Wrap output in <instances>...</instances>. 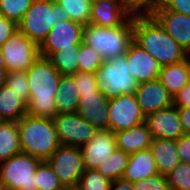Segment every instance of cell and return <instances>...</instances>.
Listing matches in <instances>:
<instances>
[{
  "label": "cell",
  "mask_w": 190,
  "mask_h": 190,
  "mask_svg": "<svg viewBox=\"0 0 190 190\" xmlns=\"http://www.w3.org/2000/svg\"><path fill=\"white\" fill-rule=\"evenodd\" d=\"M63 190H82L78 185L64 187Z\"/></svg>",
  "instance_id": "obj_48"
},
{
  "label": "cell",
  "mask_w": 190,
  "mask_h": 190,
  "mask_svg": "<svg viewBox=\"0 0 190 190\" xmlns=\"http://www.w3.org/2000/svg\"><path fill=\"white\" fill-rule=\"evenodd\" d=\"M55 95L57 114L76 113L80 94L71 75H61Z\"/></svg>",
  "instance_id": "obj_23"
},
{
  "label": "cell",
  "mask_w": 190,
  "mask_h": 190,
  "mask_svg": "<svg viewBox=\"0 0 190 190\" xmlns=\"http://www.w3.org/2000/svg\"><path fill=\"white\" fill-rule=\"evenodd\" d=\"M66 20H69L68 13L54 0H34L17 26L21 33L40 46L53 25Z\"/></svg>",
  "instance_id": "obj_5"
},
{
  "label": "cell",
  "mask_w": 190,
  "mask_h": 190,
  "mask_svg": "<svg viewBox=\"0 0 190 190\" xmlns=\"http://www.w3.org/2000/svg\"><path fill=\"white\" fill-rule=\"evenodd\" d=\"M159 174L155 158L150 148L138 151L129 156L122 180L135 183Z\"/></svg>",
  "instance_id": "obj_20"
},
{
  "label": "cell",
  "mask_w": 190,
  "mask_h": 190,
  "mask_svg": "<svg viewBox=\"0 0 190 190\" xmlns=\"http://www.w3.org/2000/svg\"><path fill=\"white\" fill-rule=\"evenodd\" d=\"M150 149L161 175H167L181 162L176 147V140L153 139Z\"/></svg>",
  "instance_id": "obj_22"
},
{
  "label": "cell",
  "mask_w": 190,
  "mask_h": 190,
  "mask_svg": "<svg viewBox=\"0 0 190 190\" xmlns=\"http://www.w3.org/2000/svg\"><path fill=\"white\" fill-rule=\"evenodd\" d=\"M0 69H5L4 57L0 49Z\"/></svg>",
  "instance_id": "obj_47"
},
{
  "label": "cell",
  "mask_w": 190,
  "mask_h": 190,
  "mask_svg": "<svg viewBox=\"0 0 190 190\" xmlns=\"http://www.w3.org/2000/svg\"><path fill=\"white\" fill-rule=\"evenodd\" d=\"M112 181L101 175L96 169H85L78 186L82 190H110Z\"/></svg>",
  "instance_id": "obj_33"
},
{
  "label": "cell",
  "mask_w": 190,
  "mask_h": 190,
  "mask_svg": "<svg viewBox=\"0 0 190 190\" xmlns=\"http://www.w3.org/2000/svg\"><path fill=\"white\" fill-rule=\"evenodd\" d=\"M22 153L17 122L0 121V163Z\"/></svg>",
  "instance_id": "obj_25"
},
{
  "label": "cell",
  "mask_w": 190,
  "mask_h": 190,
  "mask_svg": "<svg viewBox=\"0 0 190 190\" xmlns=\"http://www.w3.org/2000/svg\"><path fill=\"white\" fill-rule=\"evenodd\" d=\"M95 80L108 99L135 93L139 84L131 74L126 54L104 60L95 73Z\"/></svg>",
  "instance_id": "obj_6"
},
{
  "label": "cell",
  "mask_w": 190,
  "mask_h": 190,
  "mask_svg": "<svg viewBox=\"0 0 190 190\" xmlns=\"http://www.w3.org/2000/svg\"><path fill=\"white\" fill-rule=\"evenodd\" d=\"M109 99L101 92L82 94L77 113L98 130L109 129Z\"/></svg>",
  "instance_id": "obj_19"
},
{
  "label": "cell",
  "mask_w": 190,
  "mask_h": 190,
  "mask_svg": "<svg viewBox=\"0 0 190 190\" xmlns=\"http://www.w3.org/2000/svg\"><path fill=\"white\" fill-rule=\"evenodd\" d=\"M27 114V105L6 85L0 87V120L18 122Z\"/></svg>",
  "instance_id": "obj_24"
},
{
  "label": "cell",
  "mask_w": 190,
  "mask_h": 190,
  "mask_svg": "<svg viewBox=\"0 0 190 190\" xmlns=\"http://www.w3.org/2000/svg\"><path fill=\"white\" fill-rule=\"evenodd\" d=\"M18 30L17 23L0 14V46Z\"/></svg>",
  "instance_id": "obj_39"
},
{
  "label": "cell",
  "mask_w": 190,
  "mask_h": 190,
  "mask_svg": "<svg viewBox=\"0 0 190 190\" xmlns=\"http://www.w3.org/2000/svg\"><path fill=\"white\" fill-rule=\"evenodd\" d=\"M79 45L53 52L47 59L61 75H72L78 72Z\"/></svg>",
  "instance_id": "obj_27"
},
{
  "label": "cell",
  "mask_w": 190,
  "mask_h": 190,
  "mask_svg": "<svg viewBox=\"0 0 190 190\" xmlns=\"http://www.w3.org/2000/svg\"><path fill=\"white\" fill-rule=\"evenodd\" d=\"M185 50H190V16L167 10L162 5L150 13Z\"/></svg>",
  "instance_id": "obj_16"
},
{
  "label": "cell",
  "mask_w": 190,
  "mask_h": 190,
  "mask_svg": "<svg viewBox=\"0 0 190 190\" xmlns=\"http://www.w3.org/2000/svg\"><path fill=\"white\" fill-rule=\"evenodd\" d=\"M134 190H171L166 175L160 173L133 183Z\"/></svg>",
  "instance_id": "obj_37"
},
{
  "label": "cell",
  "mask_w": 190,
  "mask_h": 190,
  "mask_svg": "<svg viewBox=\"0 0 190 190\" xmlns=\"http://www.w3.org/2000/svg\"><path fill=\"white\" fill-rule=\"evenodd\" d=\"M109 130L115 132L128 130L145 122L135 93L123 94L109 99Z\"/></svg>",
  "instance_id": "obj_11"
},
{
  "label": "cell",
  "mask_w": 190,
  "mask_h": 190,
  "mask_svg": "<svg viewBox=\"0 0 190 190\" xmlns=\"http://www.w3.org/2000/svg\"><path fill=\"white\" fill-rule=\"evenodd\" d=\"M117 149L114 132L99 130L86 144L80 146L85 169H96Z\"/></svg>",
  "instance_id": "obj_17"
},
{
  "label": "cell",
  "mask_w": 190,
  "mask_h": 190,
  "mask_svg": "<svg viewBox=\"0 0 190 190\" xmlns=\"http://www.w3.org/2000/svg\"><path fill=\"white\" fill-rule=\"evenodd\" d=\"M26 73L29 87L27 114L53 119L57 115L55 95L61 74L47 58L41 56Z\"/></svg>",
  "instance_id": "obj_1"
},
{
  "label": "cell",
  "mask_w": 190,
  "mask_h": 190,
  "mask_svg": "<svg viewBox=\"0 0 190 190\" xmlns=\"http://www.w3.org/2000/svg\"><path fill=\"white\" fill-rule=\"evenodd\" d=\"M63 187L78 185L84 173V163L80 147L60 145L46 160Z\"/></svg>",
  "instance_id": "obj_9"
},
{
  "label": "cell",
  "mask_w": 190,
  "mask_h": 190,
  "mask_svg": "<svg viewBox=\"0 0 190 190\" xmlns=\"http://www.w3.org/2000/svg\"><path fill=\"white\" fill-rule=\"evenodd\" d=\"M34 0H0V14L18 23Z\"/></svg>",
  "instance_id": "obj_32"
},
{
  "label": "cell",
  "mask_w": 190,
  "mask_h": 190,
  "mask_svg": "<svg viewBox=\"0 0 190 190\" xmlns=\"http://www.w3.org/2000/svg\"><path fill=\"white\" fill-rule=\"evenodd\" d=\"M133 14L123 0H99L92 2L89 24L104 28L117 27Z\"/></svg>",
  "instance_id": "obj_13"
},
{
  "label": "cell",
  "mask_w": 190,
  "mask_h": 190,
  "mask_svg": "<svg viewBox=\"0 0 190 190\" xmlns=\"http://www.w3.org/2000/svg\"><path fill=\"white\" fill-rule=\"evenodd\" d=\"M52 120L60 145L80 147L99 131L77 112L57 114Z\"/></svg>",
  "instance_id": "obj_10"
},
{
  "label": "cell",
  "mask_w": 190,
  "mask_h": 190,
  "mask_svg": "<svg viewBox=\"0 0 190 190\" xmlns=\"http://www.w3.org/2000/svg\"><path fill=\"white\" fill-rule=\"evenodd\" d=\"M36 190H63L64 187L46 161H41L35 171Z\"/></svg>",
  "instance_id": "obj_31"
},
{
  "label": "cell",
  "mask_w": 190,
  "mask_h": 190,
  "mask_svg": "<svg viewBox=\"0 0 190 190\" xmlns=\"http://www.w3.org/2000/svg\"><path fill=\"white\" fill-rule=\"evenodd\" d=\"M125 54L131 74L138 83L159 78L162 65L134 41L131 42Z\"/></svg>",
  "instance_id": "obj_18"
},
{
  "label": "cell",
  "mask_w": 190,
  "mask_h": 190,
  "mask_svg": "<svg viewBox=\"0 0 190 190\" xmlns=\"http://www.w3.org/2000/svg\"><path fill=\"white\" fill-rule=\"evenodd\" d=\"M17 125L22 153L46 161L60 146L52 119L26 114Z\"/></svg>",
  "instance_id": "obj_3"
},
{
  "label": "cell",
  "mask_w": 190,
  "mask_h": 190,
  "mask_svg": "<svg viewBox=\"0 0 190 190\" xmlns=\"http://www.w3.org/2000/svg\"><path fill=\"white\" fill-rule=\"evenodd\" d=\"M166 178L171 190H190V164L180 162Z\"/></svg>",
  "instance_id": "obj_34"
},
{
  "label": "cell",
  "mask_w": 190,
  "mask_h": 190,
  "mask_svg": "<svg viewBox=\"0 0 190 190\" xmlns=\"http://www.w3.org/2000/svg\"><path fill=\"white\" fill-rule=\"evenodd\" d=\"M5 85L11 89L26 105L29 102V87L26 71L10 72Z\"/></svg>",
  "instance_id": "obj_35"
},
{
  "label": "cell",
  "mask_w": 190,
  "mask_h": 190,
  "mask_svg": "<svg viewBox=\"0 0 190 190\" xmlns=\"http://www.w3.org/2000/svg\"><path fill=\"white\" fill-rule=\"evenodd\" d=\"M183 62L186 66L187 73H188V78L190 81V50L185 52Z\"/></svg>",
  "instance_id": "obj_45"
},
{
  "label": "cell",
  "mask_w": 190,
  "mask_h": 190,
  "mask_svg": "<svg viewBox=\"0 0 190 190\" xmlns=\"http://www.w3.org/2000/svg\"><path fill=\"white\" fill-rule=\"evenodd\" d=\"M83 26L70 19L57 22L39 46L40 56L48 58L53 52L80 45L83 42Z\"/></svg>",
  "instance_id": "obj_12"
},
{
  "label": "cell",
  "mask_w": 190,
  "mask_h": 190,
  "mask_svg": "<svg viewBox=\"0 0 190 190\" xmlns=\"http://www.w3.org/2000/svg\"><path fill=\"white\" fill-rule=\"evenodd\" d=\"M116 147L131 155L150 148L153 137L146 122L114 133Z\"/></svg>",
  "instance_id": "obj_21"
},
{
  "label": "cell",
  "mask_w": 190,
  "mask_h": 190,
  "mask_svg": "<svg viewBox=\"0 0 190 190\" xmlns=\"http://www.w3.org/2000/svg\"><path fill=\"white\" fill-rule=\"evenodd\" d=\"M110 190H134V188L133 183L122 179H117L112 181Z\"/></svg>",
  "instance_id": "obj_44"
},
{
  "label": "cell",
  "mask_w": 190,
  "mask_h": 190,
  "mask_svg": "<svg viewBox=\"0 0 190 190\" xmlns=\"http://www.w3.org/2000/svg\"><path fill=\"white\" fill-rule=\"evenodd\" d=\"M129 156V154L117 148L109 158L98 165L96 170L111 181L121 179L127 167Z\"/></svg>",
  "instance_id": "obj_28"
},
{
  "label": "cell",
  "mask_w": 190,
  "mask_h": 190,
  "mask_svg": "<svg viewBox=\"0 0 190 190\" xmlns=\"http://www.w3.org/2000/svg\"><path fill=\"white\" fill-rule=\"evenodd\" d=\"M177 111L184 133L190 135V107L177 108Z\"/></svg>",
  "instance_id": "obj_43"
},
{
  "label": "cell",
  "mask_w": 190,
  "mask_h": 190,
  "mask_svg": "<svg viewBox=\"0 0 190 190\" xmlns=\"http://www.w3.org/2000/svg\"><path fill=\"white\" fill-rule=\"evenodd\" d=\"M133 41L162 66L183 61L185 50L149 14H133Z\"/></svg>",
  "instance_id": "obj_2"
},
{
  "label": "cell",
  "mask_w": 190,
  "mask_h": 190,
  "mask_svg": "<svg viewBox=\"0 0 190 190\" xmlns=\"http://www.w3.org/2000/svg\"><path fill=\"white\" fill-rule=\"evenodd\" d=\"M135 95L145 117L173 105L172 96L159 79L139 83Z\"/></svg>",
  "instance_id": "obj_15"
},
{
  "label": "cell",
  "mask_w": 190,
  "mask_h": 190,
  "mask_svg": "<svg viewBox=\"0 0 190 190\" xmlns=\"http://www.w3.org/2000/svg\"><path fill=\"white\" fill-rule=\"evenodd\" d=\"M145 122L153 139L178 140L185 135L177 108L173 105L148 115Z\"/></svg>",
  "instance_id": "obj_14"
},
{
  "label": "cell",
  "mask_w": 190,
  "mask_h": 190,
  "mask_svg": "<svg viewBox=\"0 0 190 190\" xmlns=\"http://www.w3.org/2000/svg\"><path fill=\"white\" fill-rule=\"evenodd\" d=\"M158 79L172 97L189 82L187 69L183 61L162 66Z\"/></svg>",
  "instance_id": "obj_26"
},
{
  "label": "cell",
  "mask_w": 190,
  "mask_h": 190,
  "mask_svg": "<svg viewBox=\"0 0 190 190\" xmlns=\"http://www.w3.org/2000/svg\"><path fill=\"white\" fill-rule=\"evenodd\" d=\"M0 190H6V189L0 184Z\"/></svg>",
  "instance_id": "obj_49"
},
{
  "label": "cell",
  "mask_w": 190,
  "mask_h": 190,
  "mask_svg": "<svg viewBox=\"0 0 190 190\" xmlns=\"http://www.w3.org/2000/svg\"><path fill=\"white\" fill-rule=\"evenodd\" d=\"M165 9L190 16V0H163Z\"/></svg>",
  "instance_id": "obj_40"
},
{
  "label": "cell",
  "mask_w": 190,
  "mask_h": 190,
  "mask_svg": "<svg viewBox=\"0 0 190 190\" xmlns=\"http://www.w3.org/2000/svg\"><path fill=\"white\" fill-rule=\"evenodd\" d=\"M71 76L74 78L80 96L92 92H101L95 80V73L77 72Z\"/></svg>",
  "instance_id": "obj_36"
},
{
  "label": "cell",
  "mask_w": 190,
  "mask_h": 190,
  "mask_svg": "<svg viewBox=\"0 0 190 190\" xmlns=\"http://www.w3.org/2000/svg\"><path fill=\"white\" fill-rule=\"evenodd\" d=\"M172 100L176 108L190 107V81L172 97Z\"/></svg>",
  "instance_id": "obj_42"
},
{
  "label": "cell",
  "mask_w": 190,
  "mask_h": 190,
  "mask_svg": "<svg viewBox=\"0 0 190 190\" xmlns=\"http://www.w3.org/2000/svg\"><path fill=\"white\" fill-rule=\"evenodd\" d=\"M8 72L6 69H0V87L4 86L6 83Z\"/></svg>",
  "instance_id": "obj_46"
},
{
  "label": "cell",
  "mask_w": 190,
  "mask_h": 190,
  "mask_svg": "<svg viewBox=\"0 0 190 190\" xmlns=\"http://www.w3.org/2000/svg\"><path fill=\"white\" fill-rule=\"evenodd\" d=\"M176 147L180 161L190 164V135L185 134L176 140Z\"/></svg>",
  "instance_id": "obj_41"
},
{
  "label": "cell",
  "mask_w": 190,
  "mask_h": 190,
  "mask_svg": "<svg viewBox=\"0 0 190 190\" xmlns=\"http://www.w3.org/2000/svg\"><path fill=\"white\" fill-rule=\"evenodd\" d=\"M132 41L133 15L117 27L83 26V42L96 50L104 60L125 54Z\"/></svg>",
  "instance_id": "obj_4"
},
{
  "label": "cell",
  "mask_w": 190,
  "mask_h": 190,
  "mask_svg": "<svg viewBox=\"0 0 190 190\" xmlns=\"http://www.w3.org/2000/svg\"><path fill=\"white\" fill-rule=\"evenodd\" d=\"M127 7L134 14H149L157 6H160L163 0H123Z\"/></svg>",
  "instance_id": "obj_38"
},
{
  "label": "cell",
  "mask_w": 190,
  "mask_h": 190,
  "mask_svg": "<svg viewBox=\"0 0 190 190\" xmlns=\"http://www.w3.org/2000/svg\"><path fill=\"white\" fill-rule=\"evenodd\" d=\"M77 62L78 72L96 73L104 59L96 50L82 42L79 45Z\"/></svg>",
  "instance_id": "obj_30"
},
{
  "label": "cell",
  "mask_w": 190,
  "mask_h": 190,
  "mask_svg": "<svg viewBox=\"0 0 190 190\" xmlns=\"http://www.w3.org/2000/svg\"><path fill=\"white\" fill-rule=\"evenodd\" d=\"M40 159L19 153L0 163V184L6 190H36L35 171Z\"/></svg>",
  "instance_id": "obj_7"
},
{
  "label": "cell",
  "mask_w": 190,
  "mask_h": 190,
  "mask_svg": "<svg viewBox=\"0 0 190 190\" xmlns=\"http://www.w3.org/2000/svg\"><path fill=\"white\" fill-rule=\"evenodd\" d=\"M59 4L69 15V19L82 23L89 24L91 17L92 2L90 0H54Z\"/></svg>",
  "instance_id": "obj_29"
},
{
  "label": "cell",
  "mask_w": 190,
  "mask_h": 190,
  "mask_svg": "<svg viewBox=\"0 0 190 190\" xmlns=\"http://www.w3.org/2000/svg\"><path fill=\"white\" fill-rule=\"evenodd\" d=\"M8 73L27 71L40 57L39 45L19 30L0 46Z\"/></svg>",
  "instance_id": "obj_8"
}]
</instances>
